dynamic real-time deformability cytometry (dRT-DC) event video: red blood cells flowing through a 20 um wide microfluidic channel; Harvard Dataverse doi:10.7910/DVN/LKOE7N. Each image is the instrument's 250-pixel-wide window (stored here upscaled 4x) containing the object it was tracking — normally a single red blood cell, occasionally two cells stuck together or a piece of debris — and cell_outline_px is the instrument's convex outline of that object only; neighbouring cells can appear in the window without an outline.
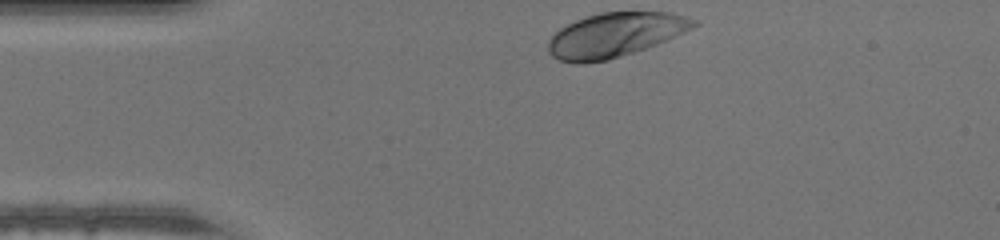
{"species": "human", "species_latin": "Homo sapiens", "temperature_condition": "warm", "stored_images_in_passage": 30, "camera_frame_rate_fps": 3000, "um_per_image_px": 0.085, "donor": {"sex": "male"}, "frame": {"image": 1, "passage_image": 1, "time_ms": 0.0, "image_size_px": [1000, 240], "cell_outline_px": [[700, 24], [684, 32], [656, 44], [608, 60], [584, 64], [576, 64], [560, 60], [552, 56], [548, 52], [548, 40], [560, 28], [576, 20], [600, 12], [668, 12], [700, 20]], "centroid_in_image_um": [52.27, 2.97], "position_along_channel_um": 32.7, "area_um2": 37.4}}
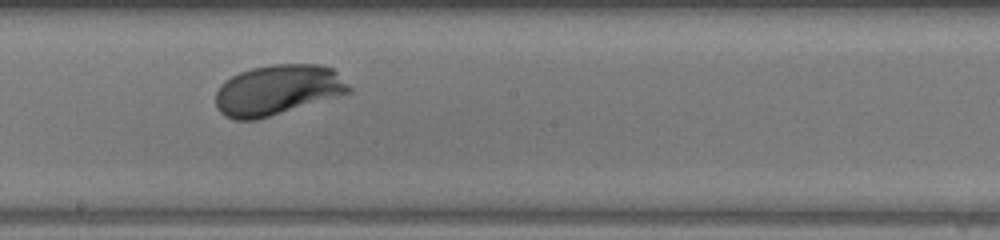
{"frame": {"image": 2, "passage_image": 18, "time_ms": 5.667, "image_size_px": [1000, 240], "cell_outline_px": [[352, 92], [256, 120], [232, 120], [224, 116], [216, 108], [216, 92], [220, 84], [224, 80], [240, 72], [252, 68], [272, 64], [320, 64], [332, 68], [352, 88]], "centroid_in_image_um": [23.57, 7.65], "position_along_channel_um": 224.6, "area_um2": 39.13}}
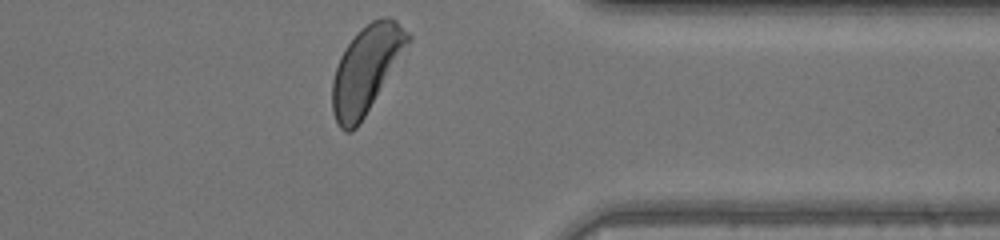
{"frame": {"image": 3, "passage_image": 30, "time_ms": 9.667, "image_size_px": [1000, 240], "cell_outline_px": [[412, 36], [408, 44], [364, 116], [356, 128], [352, 132], [344, 132], [340, 128], [332, 112], [332, 80], [340, 56], [356, 32], [360, 28], [372, 20], [380, 16], [388, 16], [396, 20]], "centroid_in_image_um": [31.1, 5.86], "position_along_channel_um": 380.3, "area_um2": 37.51}}